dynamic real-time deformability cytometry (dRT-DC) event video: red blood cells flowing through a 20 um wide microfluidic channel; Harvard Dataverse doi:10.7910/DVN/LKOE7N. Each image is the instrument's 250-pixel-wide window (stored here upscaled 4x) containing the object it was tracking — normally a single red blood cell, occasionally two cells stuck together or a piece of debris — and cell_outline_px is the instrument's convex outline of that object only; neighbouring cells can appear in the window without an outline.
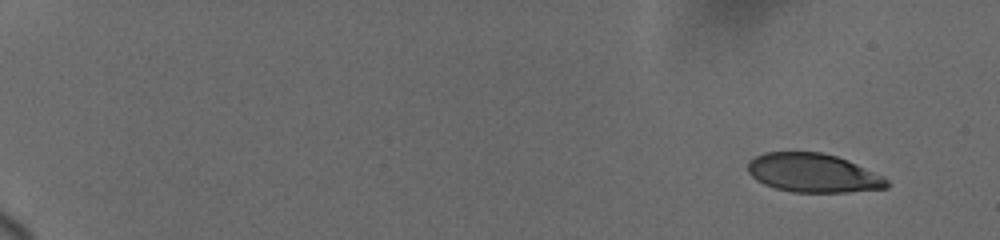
{"species": "human", "species_latin": "Homo sapiens", "temperature_condition": "cold", "stored_images_in_passage": 15, "camera_frame_rate_fps": 3000, "um_per_image_px": 0.085, "donor": {"sex": "female"}, "frame": {"image": 1, "passage_image": 1, "time_ms": 0.0, "image_size_px": [1000, 240], "cell_outline_px": [[892, 184], [888, 188], [848, 192], [792, 192], [776, 188], [764, 184], [756, 180], [748, 172], [748, 160], [764, 152], [820, 152], [836, 156], [848, 160], [884, 176]], "centroid_in_image_um": [69.14, 14.7], "position_along_channel_um": 15.9, "area_um2": 31.62}}
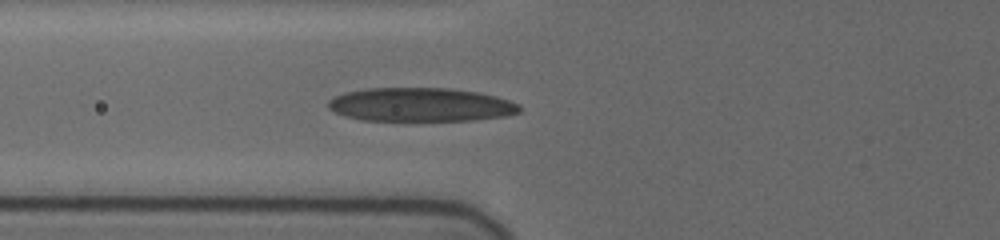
{"frame": {"image": 2, "passage_image": 15, "time_ms": 7.0, "image_size_px": [1000, 240], "cell_outline_px": [[520, 112], [508, 116], [476, 120], [360, 120], [344, 116], [328, 108], [328, 100], [344, 92], [368, 88], [448, 88], [480, 92], [496, 96], [520, 104]], "centroid_in_image_um": [35.78, 8.89], "position_along_channel_um": 90.0, "area_um2": 37.74}}